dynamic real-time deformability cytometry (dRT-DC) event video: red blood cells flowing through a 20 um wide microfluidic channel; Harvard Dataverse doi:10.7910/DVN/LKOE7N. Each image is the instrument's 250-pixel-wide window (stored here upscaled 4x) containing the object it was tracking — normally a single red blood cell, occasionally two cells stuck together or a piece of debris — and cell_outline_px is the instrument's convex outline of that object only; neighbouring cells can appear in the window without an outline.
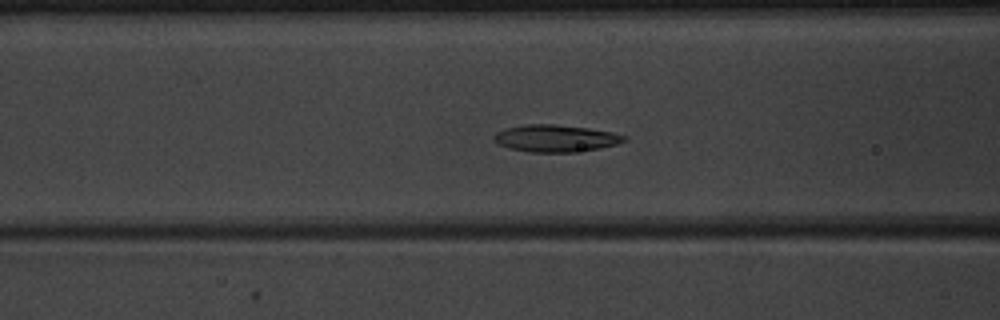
{"species": "common noctule bat (a hibernating species)", "species_latin": "Nyctalus noctula", "temperature_condition": "warm", "stored_images_in_passage": 47, "camera_frame_rate_fps": 3000, "um_per_image_px": 0.085, "animal": {"sex": "male", "body_mass_g": 20.1, "forearm_length_mm": 53.5}, "frame": {"image": 1, "passage_image": 17, "time_ms": 5.333, "image_size_px": [1000, 320], "cell_outline_px": [[628, 140], [616, 144], [600, 148], [572, 152], [532, 152], [508, 148], [496, 144], [492, 140], [492, 136], [496, 132], [504, 128], [524, 124], [556, 124], [588, 128], [612, 132], [628, 136]], "centroid_in_image_um": [47.18, 11.75], "position_along_channel_um": 119.4, "area_um2": 20.81}}
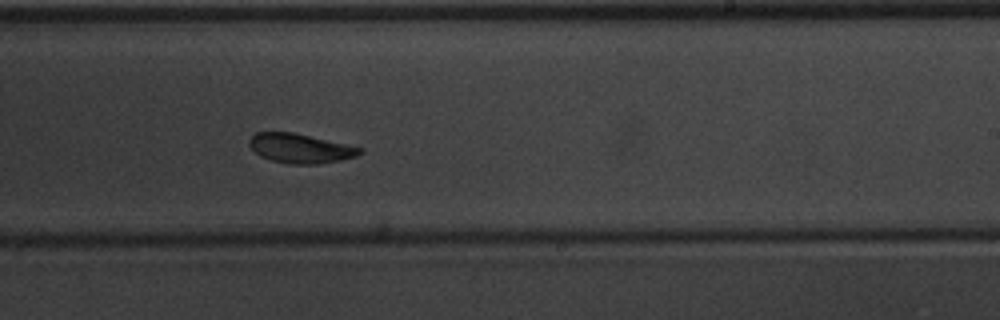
{"frame": {"image": 2, "passage_image": 28, "time_ms": 9.0, "image_size_px": [1000, 320], "cell_outline_px": [[364, 152], [356, 156], [340, 160], [316, 164], [288, 164], [272, 160], [260, 156], [248, 144], [248, 140], [256, 132], [292, 132], [364, 148]], "centroid_in_image_um": [25.53, 12.61], "position_along_channel_um": 263.5, "area_um2": 18.84}}
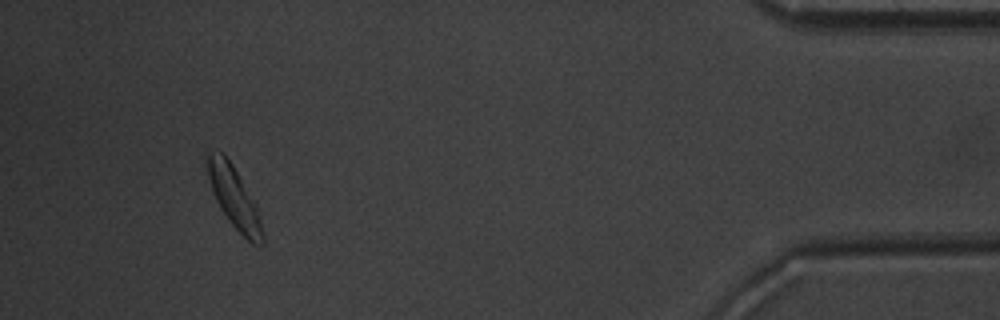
{"frame": {"image": 3, "passage_image": 44, "time_ms": 14.333, "image_size_px": [1000, 320], "cell_outline_px": [[264, 244], [252, 244], [228, 220], [220, 208], [212, 192], [208, 176], [208, 152], [220, 152], [232, 164], [256, 204], [260, 216], [264, 232]], "centroid_in_image_um": [19.94, 16.85], "position_along_channel_um": 415.3, "area_um2": 19.31}, "authors_computed_cell_mechanics": {"area_um2": 20.0566, "velocity_mm_per_s": 3.9398, "shape_relaxation_time_tau1_ms": 2.3707, "shape_relaxation_time_tau2_ms": 2.2473, "deformation_change_tau1": 0.115, "deformation_change_tau2": 0.0842}}